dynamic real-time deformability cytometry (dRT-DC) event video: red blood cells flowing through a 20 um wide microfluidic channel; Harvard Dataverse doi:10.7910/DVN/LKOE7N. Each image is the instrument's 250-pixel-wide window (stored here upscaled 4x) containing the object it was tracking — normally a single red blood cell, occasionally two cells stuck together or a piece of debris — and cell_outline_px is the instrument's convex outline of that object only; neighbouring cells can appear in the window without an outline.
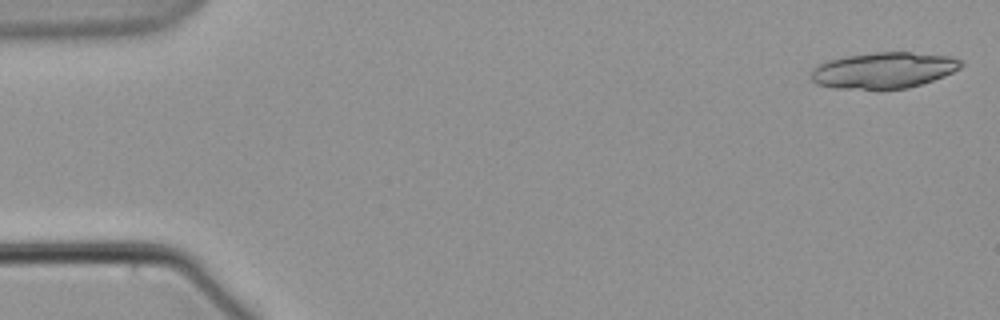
{"species": "common noctule bat (a hibernating species)", "species_latin": "Nyctalus noctula", "temperature_condition": "warm", "stored_images_in_passage": 6, "camera_frame_rate_fps": 3000, "um_per_image_px": 0.085, "animal": {"sex": "male", "body_mass_g": 21.5, "forearm_length_mm": 52.0}, "frame": {"image": 1, "passage_image": 1, "time_ms": 0.0, "image_size_px": [1000, 320], "cell_outline_px": [[964, 64], [960, 68], [944, 76], [908, 88], [880, 92], [876, 92], [832, 88], [816, 84], [808, 76], [812, 68], [816, 64], [828, 60], [848, 56], [876, 52], [912, 52], [952, 56], [964, 60]], "centroid_in_image_um": [75.07, 6.01], "position_along_channel_um": 9.9, "area_um2": 32.77}}